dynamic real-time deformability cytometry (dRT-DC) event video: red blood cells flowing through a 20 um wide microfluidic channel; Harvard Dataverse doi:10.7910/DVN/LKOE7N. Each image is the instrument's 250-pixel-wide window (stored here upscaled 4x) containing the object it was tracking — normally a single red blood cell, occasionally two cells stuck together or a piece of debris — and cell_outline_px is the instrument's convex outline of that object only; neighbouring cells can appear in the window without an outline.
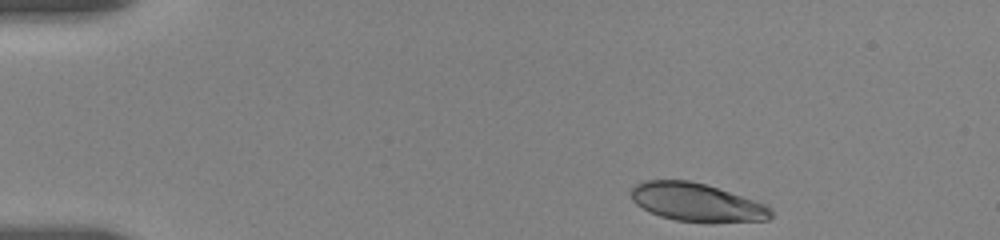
{"species": "human", "species_latin": "Homo sapiens", "temperature_condition": "room temperature", "stored_images_in_passage": 25, "camera_frame_rate_fps": 3000, "um_per_image_px": 0.085, "donor": {"sex": "female"}, "frame": {"image": 1, "passage_image": 1, "time_ms": 0.0, "image_size_px": [1000, 240], "cell_outline_px": [[772, 216], [768, 220], [712, 224], [708, 224], [676, 220], [660, 216], [636, 204], [632, 200], [632, 188], [636, 184], [644, 180], [688, 180], [704, 184], [764, 204], [772, 208]], "centroid_in_image_um": [59.24, 17.23], "position_along_channel_um": 25.8, "area_um2": 31.21}}
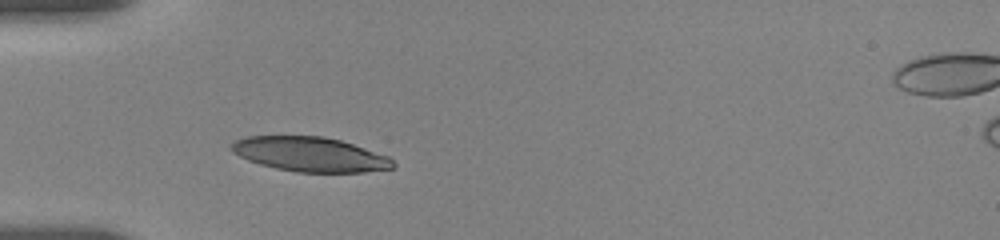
{"frame": {"image": 2, "passage_image": 17, "time_ms": 3.0, "image_size_px": [1000, 240], "cell_outline_px": [[396, 168], [364, 172], [296, 172], [276, 168], [260, 164], [248, 160], [232, 152], [228, 148], [236, 140], [248, 136], [324, 136], [340, 140], [388, 156], [396, 164]], "centroid_in_image_um": [26.36, 13.12], "position_along_channel_um": 58.6, "area_um2": 32.48}}
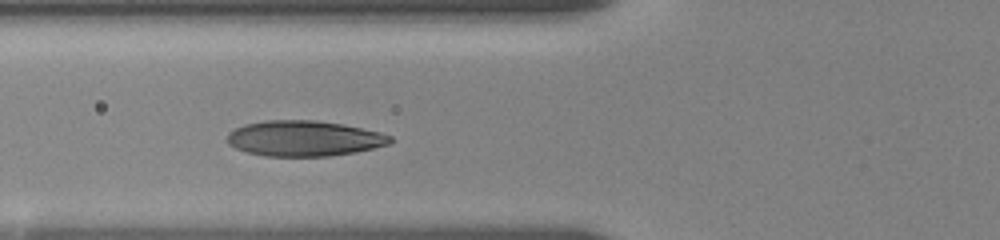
{"frame": {"image": 3, "passage_image": 24, "time_ms": 4.333, "image_size_px": [1000, 240], "cell_outline_px": [[392, 140], [388, 144], [356, 152], [328, 156], [264, 156], [248, 152], [236, 148], [228, 144], [228, 132], [244, 124], [264, 120], [316, 120], [344, 124], [380, 132], [392, 136]], "centroid_in_image_um": [25.84, 11.76], "position_along_channel_um": 100.0, "area_um2": 33.76}}